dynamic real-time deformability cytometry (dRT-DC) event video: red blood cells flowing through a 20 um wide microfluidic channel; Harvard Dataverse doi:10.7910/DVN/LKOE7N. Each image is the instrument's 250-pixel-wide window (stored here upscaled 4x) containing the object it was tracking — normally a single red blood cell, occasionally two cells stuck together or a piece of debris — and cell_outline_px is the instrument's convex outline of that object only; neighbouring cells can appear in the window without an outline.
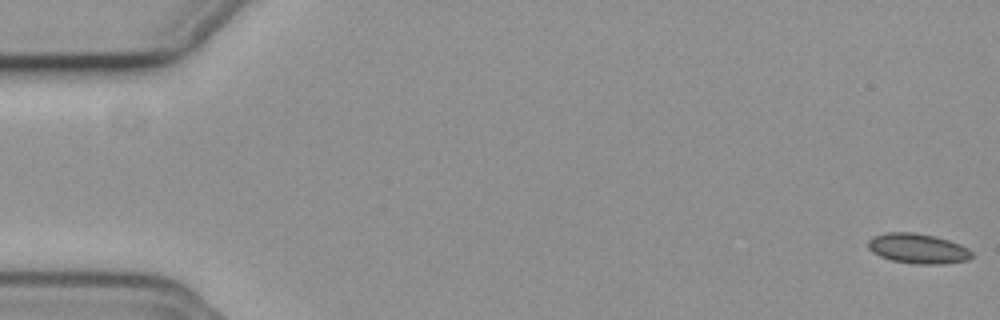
{"species": "common noctule bat (a hibernating species)", "species_latin": "Nyctalus noctula", "temperature_condition": "cold", "stored_images_in_passage": 16, "camera_frame_rate_fps": 3000, "um_per_image_px": 0.085, "animal": {"sex": "female", "body_mass_g": 19.3, "forearm_length_mm": 54.1}, "frame": {"image": 1, "passage_image": 1, "time_ms": 0.0, "image_size_px": [1000, 320], "cell_outline_px": [[972, 256], [968, 260], [944, 264], [916, 264], [892, 260], [880, 256], [872, 252], [868, 248], [868, 240], [872, 236], [888, 232], [912, 232], [932, 236], [948, 240], [960, 244], [968, 248], [972, 252]], "centroid_in_image_um": [78.01, 21.13], "position_along_channel_um": 7.0, "area_um2": 18.09}}